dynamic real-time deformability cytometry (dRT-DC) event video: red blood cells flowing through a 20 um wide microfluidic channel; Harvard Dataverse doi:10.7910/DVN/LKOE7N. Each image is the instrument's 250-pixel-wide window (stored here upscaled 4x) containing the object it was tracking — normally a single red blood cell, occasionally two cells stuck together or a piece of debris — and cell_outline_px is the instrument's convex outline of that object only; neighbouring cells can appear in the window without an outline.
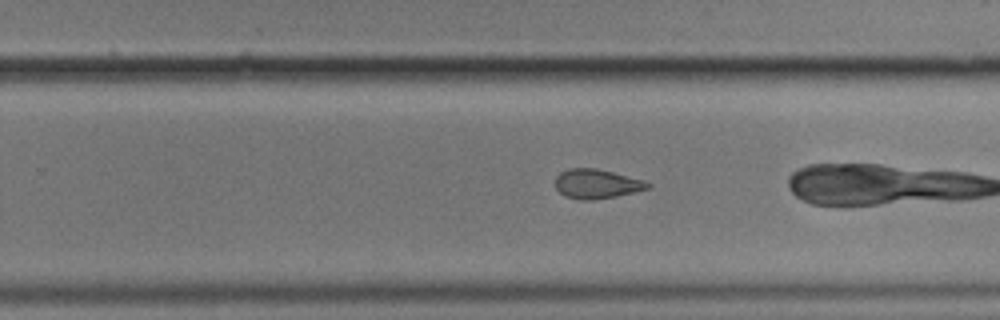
{"species": "common noctule bat (a hibernating species)", "species_latin": "Nyctalus noctula", "temperature_condition": "cold", "stored_images_in_passage": 40, "camera_frame_rate_fps": 3000, "um_per_image_px": 0.085, "animal": {"sex": "male", "body_mass_g": 17.9}, "frame": {"image": 1, "passage_image": 32, "time_ms": 10.333, "image_size_px": [1000, 320], "cell_outline_px": [[652, 188], [616, 196], [592, 200], [580, 200], [564, 196], [556, 188], [556, 176], [560, 172], [568, 168], [596, 168], [644, 180], [652, 184]], "centroid_in_image_um": [50.73, 15.63], "position_along_channel_um": 279.1, "area_um2": 15.9}}